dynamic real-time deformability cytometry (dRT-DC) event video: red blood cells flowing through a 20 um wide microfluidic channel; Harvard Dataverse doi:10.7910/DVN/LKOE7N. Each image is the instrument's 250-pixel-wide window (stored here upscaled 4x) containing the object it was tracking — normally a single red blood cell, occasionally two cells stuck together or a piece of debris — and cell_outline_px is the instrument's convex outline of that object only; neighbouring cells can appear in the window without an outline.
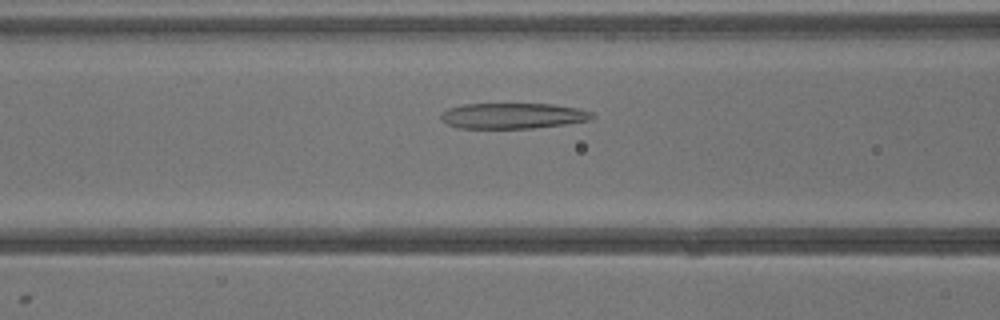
{"species": "common noctule bat (a hibernating species)", "species_latin": "Nyctalus noctula", "temperature_condition": "warm", "stored_images_in_passage": 33, "camera_frame_rate_fps": 3000, "um_per_image_px": 0.085, "animal": {"sex": "male", "body_mass_g": 13.3}, "frame": {"image": 1, "passage_image": 10, "time_ms": 3.0, "image_size_px": [1000, 320], "cell_outline_px": [[596, 116], [592, 120], [564, 124], [532, 128], [456, 128], [440, 120], [440, 112], [448, 108], [464, 104], [552, 104], [576, 108], [592, 112]], "centroid_in_image_um": [43.56, 9.84], "position_along_channel_um": 123.0, "area_um2": 22.72}}
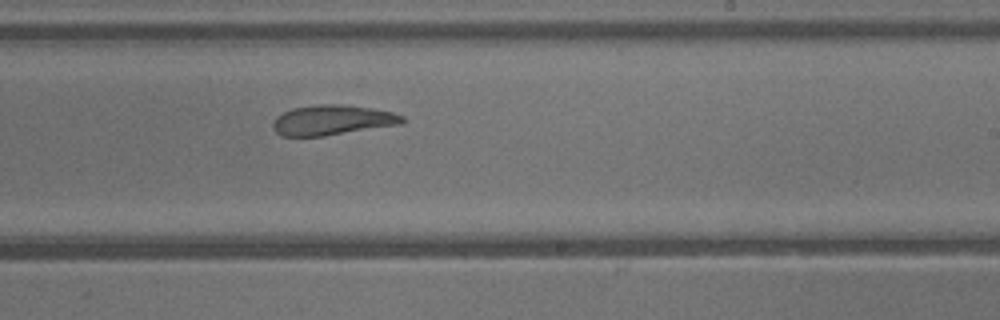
{"frame": {"image": 2, "passage_image": 18, "time_ms": 5.667, "image_size_px": [1000, 320], "cell_outline_px": [[408, 120], [404, 124], [324, 136], [280, 136], [272, 128], [272, 124], [276, 116], [292, 108], [316, 104], [340, 104], [372, 108], [392, 112], [404, 116]], "centroid_in_image_um": [28.28, 10.21], "position_along_channel_um": 260.7, "area_um2": 23.0}}
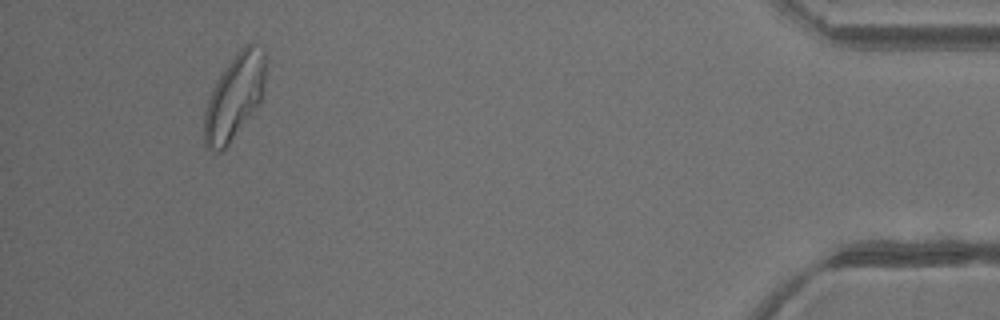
{"frame": {"image": 3, "passage_image": 31, "time_ms": 10.0, "image_size_px": [1000, 320], "cell_outline_px": [[268, 60], [264, 88], [260, 104], [228, 144], [220, 152], [216, 152], [208, 148], [204, 144], [204, 112], [212, 88], [216, 80], [224, 68], [236, 52], [244, 44], [252, 44], [264, 52]], "centroid_in_image_um": [19.95, 8.2], "position_along_channel_um": 415.3, "area_um2": 30.63}}